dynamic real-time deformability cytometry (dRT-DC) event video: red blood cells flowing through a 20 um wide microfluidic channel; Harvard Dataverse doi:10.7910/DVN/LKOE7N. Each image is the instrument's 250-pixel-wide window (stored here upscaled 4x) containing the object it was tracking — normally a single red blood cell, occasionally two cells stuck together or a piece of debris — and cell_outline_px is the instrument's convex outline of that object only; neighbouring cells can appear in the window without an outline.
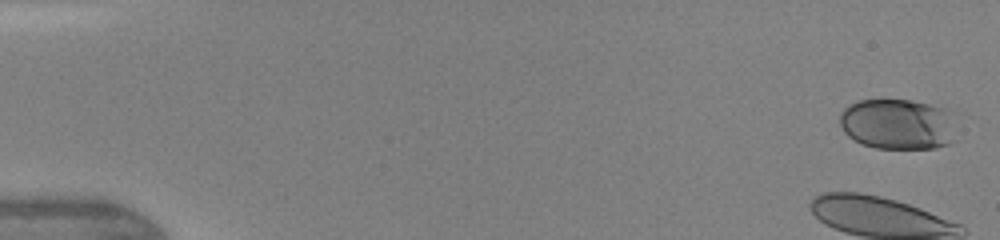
{"species": "human", "species_latin": "Homo sapiens", "temperature_condition": "warm", "stored_images_in_passage": 40, "camera_frame_rate_fps": 3000, "um_per_image_px": 0.085, "donor": {"sex": "female"}, "frame": {"image": 1, "passage_image": 1, "time_ms": 0.0, "image_size_px": [1000, 240], "cell_outline_px": [[952, 140], [948, 144], [936, 148], [876, 148], [860, 144], [848, 136], [844, 132], [840, 124], [840, 112], [848, 104], [856, 100], [884, 96], [912, 100], [944, 108]], "centroid_in_image_um": [76.12, 10.5], "position_along_channel_um": 8.9, "area_um2": 34.51}}